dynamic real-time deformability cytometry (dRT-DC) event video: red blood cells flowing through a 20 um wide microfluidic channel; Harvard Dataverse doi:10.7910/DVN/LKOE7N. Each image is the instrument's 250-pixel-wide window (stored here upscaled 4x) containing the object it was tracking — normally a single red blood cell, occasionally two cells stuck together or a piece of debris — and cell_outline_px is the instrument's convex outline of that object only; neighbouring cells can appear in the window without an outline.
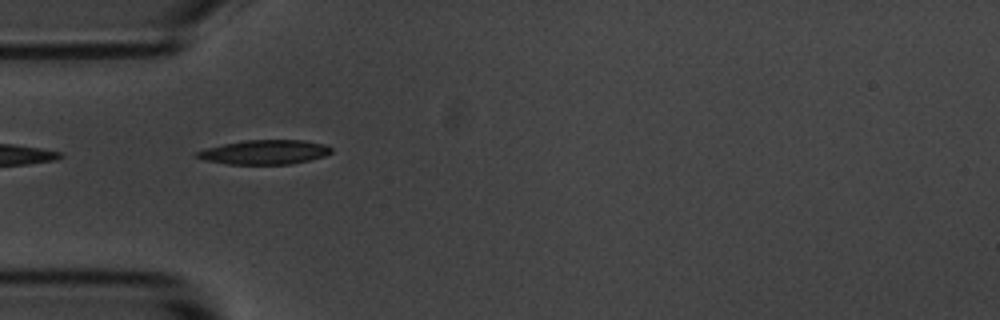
{"species": "common noctule bat (a hibernating species)", "species_latin": "Nyctalus noctula", "temperature_condition": "room temperature", "stored_images_in_passage": 19, "camera_frame_rate_fps": 3000, "um_per_image_px": 0.085, "animal": {"sex": "male", "body_mass_g": 20.1, "forearm_length_mm": 53.5}, "frame": {"image": 1, "passage_image": 1, "time_ms": 0.0, "image_size_px": [1000, 320], "cell_outline_px": [[332, 152], [324, 156], [292, 164], [228, 164], [204, 160], [196, 156], [196, 152], [204, 148], [244, 140], [304, 140], [324, 144], [332, 148]], "centroid_in_image_um": [22.49, 12.93], "position_along_channel_um": 62.5, "area_um2": 19.02}}
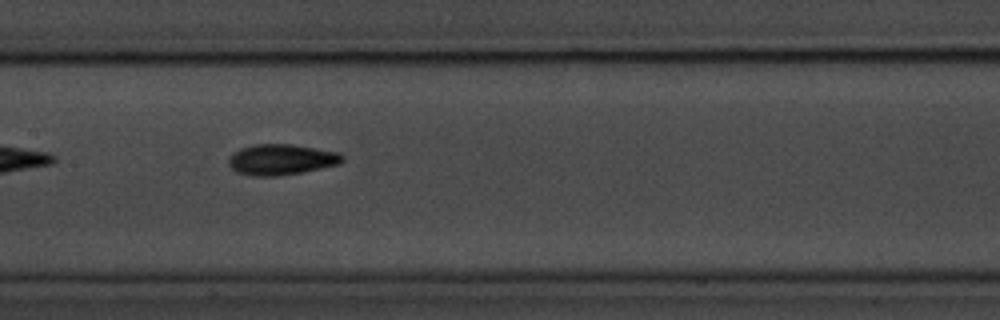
{"frame": {"image": 2, "passage_image": 11, "time_ms": 3.333, "image_size_px": [1000, 320], "cell_outline_px": [[344, 160], [340, 164], [300, 172], [276, 176], [252, 176], [236, 172], [228, 164], [228, 160], [232, 152], [240, 148], [252, 144], [292, 144], [340, 152], [344, 156]], "centroid_in_image_um": [23.9, 13.55], "position_along_channel_um": 183.5, "area_um2": 20.52}}